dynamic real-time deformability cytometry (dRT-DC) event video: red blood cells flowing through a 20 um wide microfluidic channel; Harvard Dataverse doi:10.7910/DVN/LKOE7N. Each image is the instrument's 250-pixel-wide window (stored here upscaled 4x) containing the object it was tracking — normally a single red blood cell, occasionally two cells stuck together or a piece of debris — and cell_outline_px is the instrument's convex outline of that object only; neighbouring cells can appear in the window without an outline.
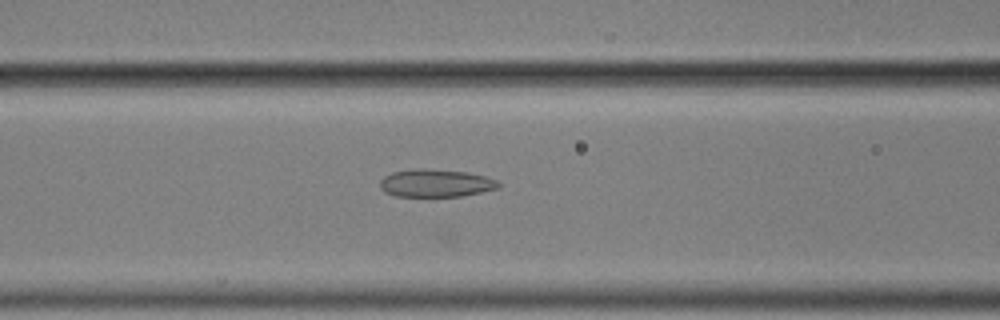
{"species": "common noctule bat (a hibernating species)", "species_latin": "Nyctalus noctula", "temperature_condition": "cold", "stored_images_in_passage": 35, "camera_frame_rate_fps": 3000, "um_per_image_px": 0.085, "animal": {"sex": "male", "body_mass_g": 17.9}, "frame": {"image": 1, "passage_image": 6, "time_ms": 1.667, "image_size_px": [1000, 320], "cell_outline_px": [[500, 188], [460, 196], [396, 196], [384, 192], [380, 188], [380, 180], [384, 176], [392, 172], [420, 168], [424, 168], [468, 172], [484, 176], [496, 180], [500, 184]], "centroid_in_image_um": [37.02, 15.56], "position_along_channel_um": 129.6, "area_um2": 19.13}}
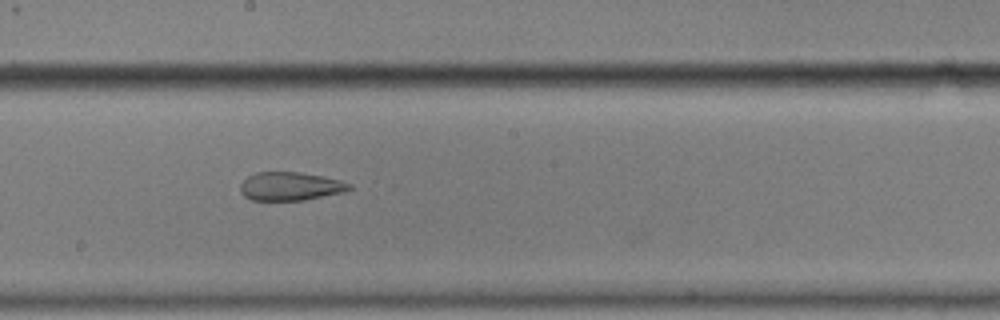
{"frame": {"image": 2, "passage_image": 14, "time_ms": 4.333, "image_size_px": [1000, 320], "cell_outline_px": [[352, 188], [344, 192], [304, 200], [252, 200], [244, 196], [240, 192], [240, 184], [248, 176], [256, 172], [300, 172], [340, 180], [352, 184]], "centroid_in_image_um": [24.67, 15.83], "position_along_channel_um": 223.5, "area_um2": 18.03}}
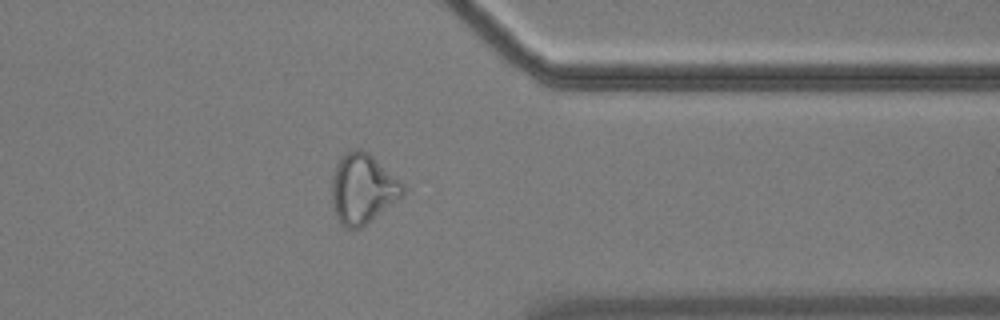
{"frame": {"image": 3, "passage_image": 28, "time_ms": 9.0, "image_size_px": [1000, 320], "cell_outline_px": [[404, 192], [396, 200], [360, 228], [344, 228], [340, 224], [336, 216], [332, 200], [332, 176], [336, 164], [340, 156], [344, 152], [352, 148], [360, 148], [368, 152], [400, 180], [404, 184]], "centroid_in_image_um": [30.79, 16.0], "position_along_channel_um": 380.6, "area_um2": 28.73}, "authors_computed_cell_mechanics": {"area_um2": 20.1144, "velocity_mm_per_s": 3.5177, "shape_relaxation_time_tau1_ms": null, "shape_relaxation_time_tau2_ms": 2.4171, "deformation_change_tau1": null, "deformation_change_tau2": 0.0859}}